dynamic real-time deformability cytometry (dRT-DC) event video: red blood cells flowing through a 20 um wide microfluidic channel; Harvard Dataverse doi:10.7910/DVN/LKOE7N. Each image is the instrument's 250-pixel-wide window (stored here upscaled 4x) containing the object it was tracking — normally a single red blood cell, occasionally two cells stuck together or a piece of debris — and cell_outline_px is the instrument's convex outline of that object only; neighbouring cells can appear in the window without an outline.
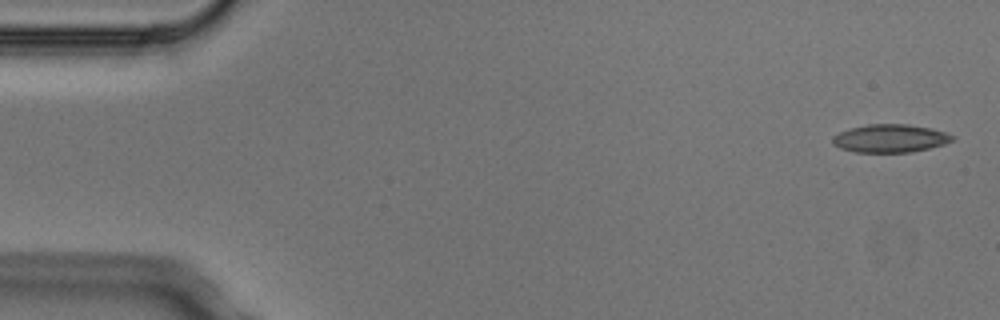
{"species": "Egyptian fruit bat (a non-hibernating species)", "species_latin": "Rousettus aegyptiacus", "temperature_condition": "cold", "stored_images_in_passage": 8, "camera_frame_rate_fps": 3000, "um_per_image_px": 0.085, "animal": {"sex": "male"}, "frame": {"image": 1, "passage_image": 1, "time_ms": 0.0, "image_size_px": [1000, 320], "cell_outline_px": [[956, 140], [944, 144], [912, 152], [856, 152], [840, 148], [832, 144], [832, 136], [840, 132], [852, 128], [868, 124], [908, 124], [932, 128], [956, 136]], "centroid_in_image_um": [75.69, 11.76], "position_along_channel_um": 9.3, "area_um2": 19.65}}
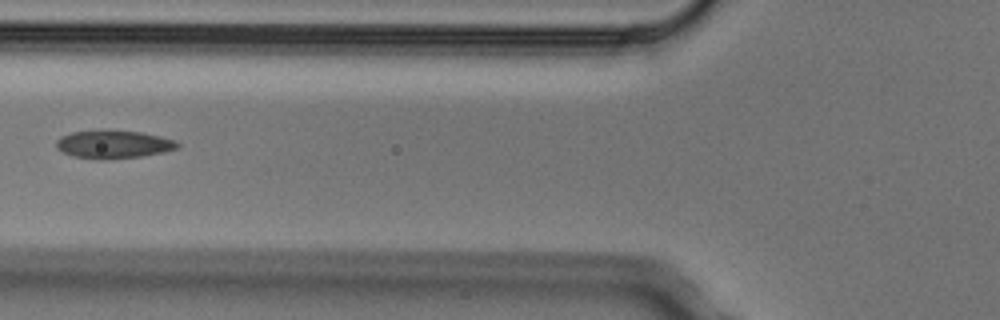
{"frame": {"image": 2, "passage_image": 5, "time_ms": 1.333, "image_size_px": [1000, 320], "cell_outline_px": [[180, 148], [164, 152], [140, 156], [100, 160], [72, 156], [56, 148], [56, 140], [60, 136], [72, 132], [104, 128], [140, 132], [160, 136], [176, 140], [180, 144]], "centroid_in_image_um": [9.64, 12.24], "position_along_channel_um": 116.2, "area_um2": 20.35}}
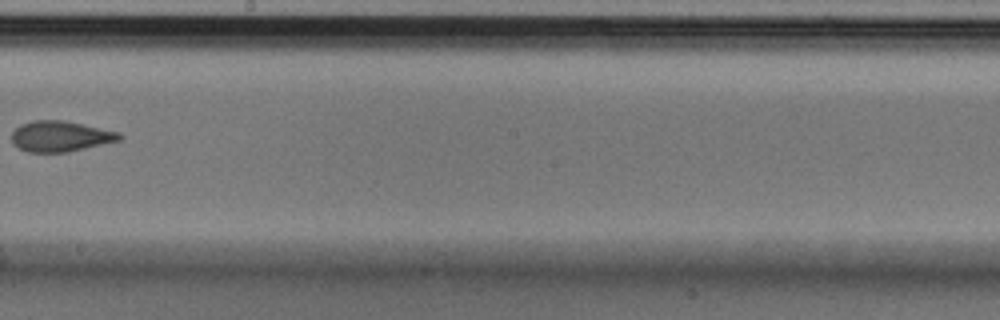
{"frame": {"image": 3, "passage_image": 8, "time_ms": 2.333, "image_size_px": [1000, 320], "cell_outline_px": [[124, 136], [120, 140], [68, 152], [28, 152], [12, 144], [12, 132], [20, 124], [32, 120], [64, 120], [120, 132]], "centroid_in_image_um": [5.13, 11.58], "position_along_channel_um": 243.1, "area_um2": 19.31}}